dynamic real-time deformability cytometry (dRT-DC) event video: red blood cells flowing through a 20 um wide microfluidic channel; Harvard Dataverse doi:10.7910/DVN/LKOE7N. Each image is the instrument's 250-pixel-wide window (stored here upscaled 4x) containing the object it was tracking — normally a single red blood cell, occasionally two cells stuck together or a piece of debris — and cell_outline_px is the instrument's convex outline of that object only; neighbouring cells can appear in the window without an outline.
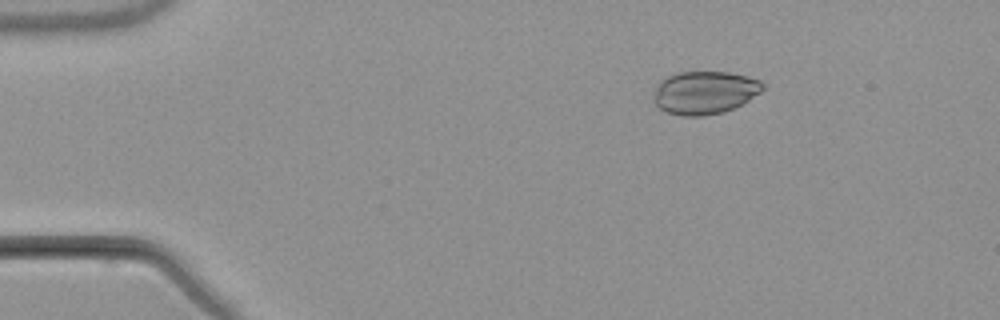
{"species": "common noctule bat (a hibernating species)", "species_latin": "Nyctalus noctula", "temperature_condition": "warm", "stored_images_in_passage": 5, "camera_frame_rate_fps": 3000, "um_per_image_px": 0.085, "animal": {"sex": "male", "body_mass_g": 21.5, "forearm_length_mm": 52.0}, "frame": {"image": 1, "passage_image": 3, "time_ms": 2.333, "image_size_px": [1000, 320], "cell_outline_px": [[764, 88], [760, 92], [748, 100], [724, 112], [700, 116], [684, 116], [668, 112], [660, 108], [652, 100], [656, 88], [660, 80], [676, 72], [728, 72], [748, 76], [760, 80], [764, 84]], "centroid_in_image_um": [59.88, 7.85], "position_along_channel_um": 25.1, "area_um2": 27.22}}